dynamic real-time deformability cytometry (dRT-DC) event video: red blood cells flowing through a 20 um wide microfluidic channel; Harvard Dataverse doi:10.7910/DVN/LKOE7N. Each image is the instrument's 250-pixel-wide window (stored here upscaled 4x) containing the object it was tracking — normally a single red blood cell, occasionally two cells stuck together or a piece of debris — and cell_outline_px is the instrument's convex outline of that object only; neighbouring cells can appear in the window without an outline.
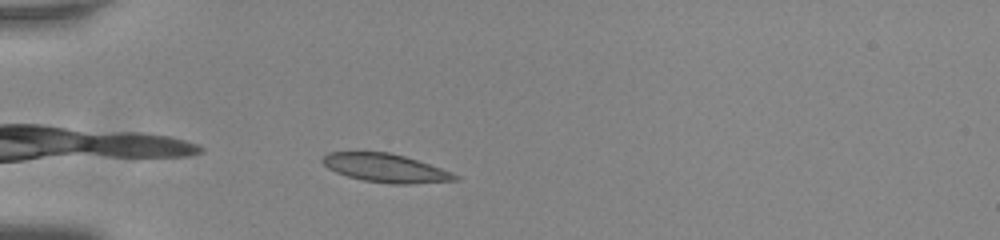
{"species": "common noctule bat (a hibernating species)", "species_latin": "Nyctalus noctula", "temperature_condition": "room temperature", "stored_images_in_passage": 37, "camera_frame_rate_fps": 3000, "um_per_image_px": 0.085, "animal": {"sex": "male", "body_mass_g": 20.0, "forearm_length_mm": 53.3}, "frame": {"image": 1, "passage_image": 3, "time_ms": 0.667, "image_size_px": [1000, 240], "cell_outline_px": [[460, 180], [404, 184], [392, 184], [364, 180], [348, 176], [336, 172], [328, 168], [320, 160], [328, 152], [388, 152], [404, 156], [440, 168], [460, 176]], "centroid_in_image_um": [32.76, 14.28], "position_along_channel_um": 52.2, "area_um2": 21.68}}
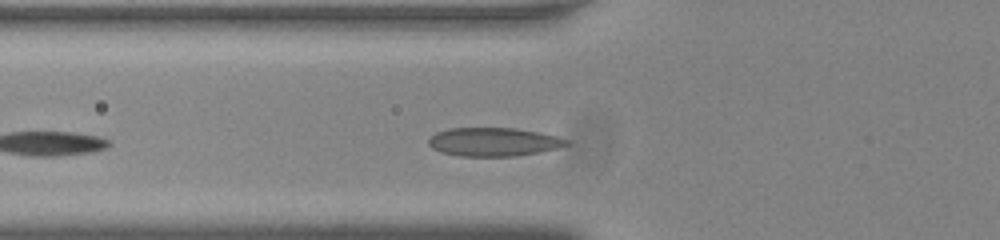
{"frame": {"image": 2, "passage_image": 7, "time_ms": 2.0, "image_size_px": [1000, 240], "cell_outline_px": [[572, 144], [556, 148], [536, 152], [512, 156], [460, 156], [440, 152], [432, 148], [428, 144], [428, 140], [436, 132], [448, 128], [516, 128], [540, 132], [556, 136], [568, 140]], "centroid_in_image_um": [41.93, 12.05], "position_along_channel_um": 83.9, "area_um2": 22.89}}
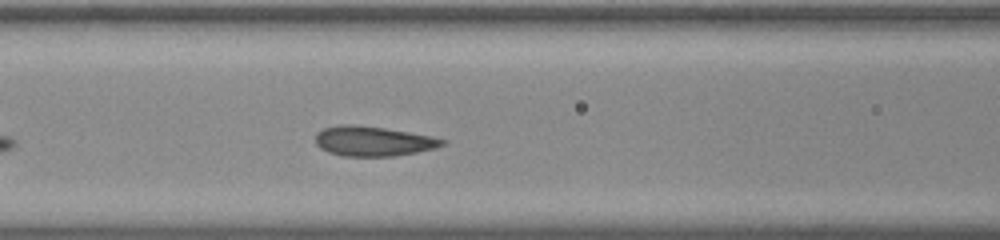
{"frame": {"image": 3, "passage_image": 11, "time_ms": 3.333, "image_size_px": [1000, 240], "cell_outline_px": [[448, 140], [444, 144], [436, 148], [396, 156], [344, 156], [328, 152], [320, 148], [316, 144], [316, 132], [324, 128], [340, 124], [356, 124], [384, 128], [432, 136]], "centroid_in_image_um": [31.71, 11.99], "position_along_channel_um": 134.9, "area_um2": 22.14}, "authors_computed_cell_mechanics": {"area_um2": 18.1492, "velocity_mm_per_s": 3.7016, "shape_relaxation_time_tau1_ms": 10.3708, "shape_relaxation_time_tau2_ms": null, "deformation_change_tau1": 0.1541, "deformation_change_tau2": null}}